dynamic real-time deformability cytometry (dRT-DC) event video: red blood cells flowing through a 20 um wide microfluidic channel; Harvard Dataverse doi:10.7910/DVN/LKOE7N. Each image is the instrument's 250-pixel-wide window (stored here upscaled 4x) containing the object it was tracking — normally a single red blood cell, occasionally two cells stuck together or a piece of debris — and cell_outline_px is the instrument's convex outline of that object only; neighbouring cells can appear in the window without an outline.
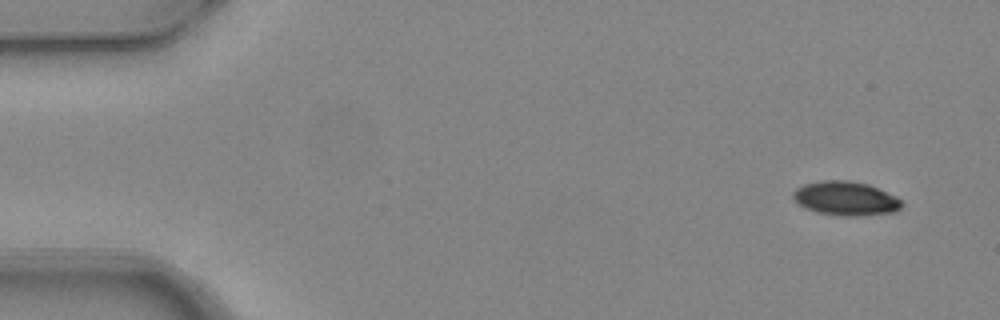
{"species": "common noctule bat (a hibernating species)", "species_latin": "Nyctalus noctula", "temperature_condition": "warm", "stored_images_in_passage": 5, "camera_frame_rate_fps": 3000, "um_per_image_px": 0.085, "animal": {"sex": "female", "body_mass_g": 24.6, "forearm_length_mm": 56.2}, "frame": {"image": 1, "passage_image": 1, "time_ms": 0.0, "image_size_px": [1000, 320], "cell_outline_px": [[904, 204], [896, 212], [856, 216], [844, 216], [816, 212], [804, 208], [792, 196], [792, 192], [796, 188], [804, 184], [820, 180], [848, 180], [868, 184], [896, 196]], "centroid_in_image_um": [71.88, 16.86], "position_along_channel_um": 13.1, "area_um2": 21.62}}
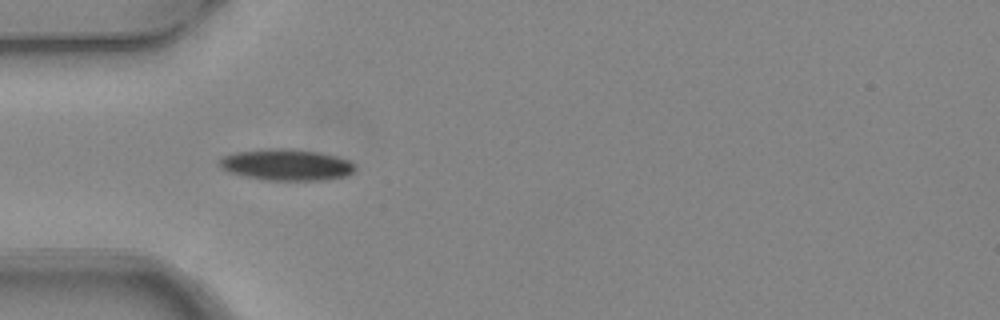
{"frame": {"image": 2, "passage_image": 4, "time_ms": 1.0, "image_size_px": [1000, 320], "cell_outline_px": [[356, 168], [352, 172], [344, 176], [324, 180], [268, 180], [244, 176], [228, 172], [220, 168], [216, 164], [216, 160], [220, 156], [236, 152], [268, 148], [292, 148], [316, 152], [336, 156], [348, 160]], "centroid_in_image_um": [24.24, 13.99], "position_along_channel_um": 60.8, "area_um2": 24.97}}
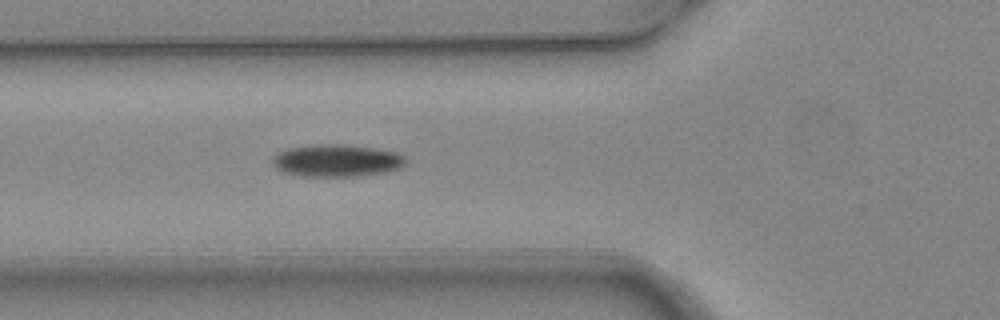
{"frame": {"image": 3, "passage_image": 5, "time_ms": 1.333, "image_size_px": [1000, 320], "cell_outline_px": [[408, 160], [400, 168], [388, 172], [360, 176], [300, 176], [280, 172], [272, 164], [272, 160], [280, 152], [288, 148], [312, 144], [340, 144], [376, 148], [396, 152], [404, 156]], "centroid_in_image_um": [28.64, 13.65], "position_along_channel_um": 97.2, "area_um2": 25.32}}